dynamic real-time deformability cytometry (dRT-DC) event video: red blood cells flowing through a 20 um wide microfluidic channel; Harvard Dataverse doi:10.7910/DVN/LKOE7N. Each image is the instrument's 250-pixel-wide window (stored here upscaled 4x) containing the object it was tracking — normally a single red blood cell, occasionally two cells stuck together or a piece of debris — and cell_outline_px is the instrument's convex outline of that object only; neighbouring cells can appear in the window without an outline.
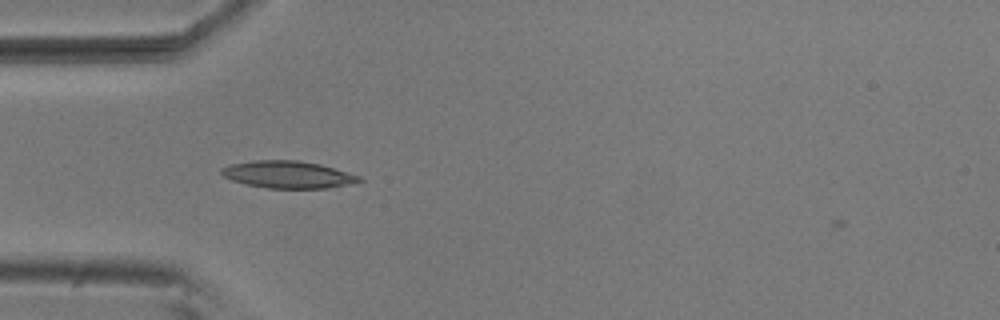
{"species": "common noctule bat (a hibernating species)", "species_latin": "Nyctalus noctula", "temperature_condition": "room temperature", "stored_images_in_passage": 5, "camera_frame_rate_fps": 3000, "um_per_image_px": 0.085, "animal": {"sex": "male", "body_mass_g": 20.5, "forearm_length_mm": 52.5}, "frame": {"image": 1, "passage_image": 1, "time_ms": 0.0, "image_size_px": [1000, 320], "cell_outline_px": [[364, 180], [328, 188], [264, 188], [232, 180], [224, 176], [220, 172], [220, 168], [228, 164], [256, 160], [300, 160], [320, 164], [360, 176]], "centroid_in_image_um": [24.44, 14.83], "position_along_channel_um": 60.6, "area_um2": 21.73}}
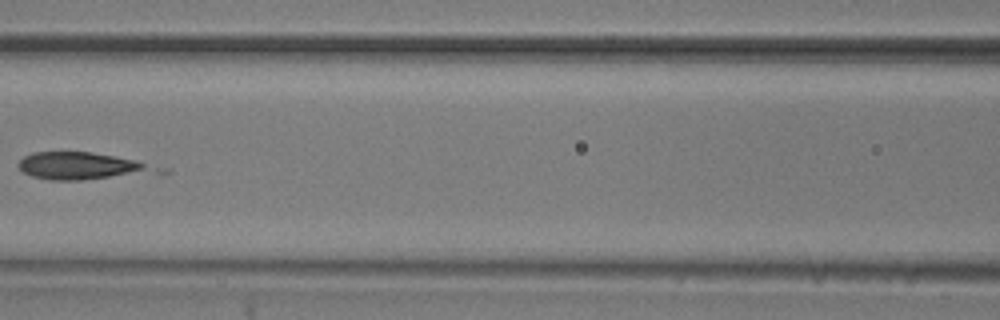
{"frame": {"image": 2, "passage_image": 3, "time_ms": 0.667, "image_size_px": [1000, 320], "cell_outline_px": [[172, 172], [84, 180], [48, 180], [32, 176], [24, 172], [16, 164], [24, 156], [32, 152], [92, 152], [136, 160], [172, 168]], "centroid_in_image_um": [7.16, 14.12], "position_along_channel_um": 159.4, "area_um2": 22.77}}
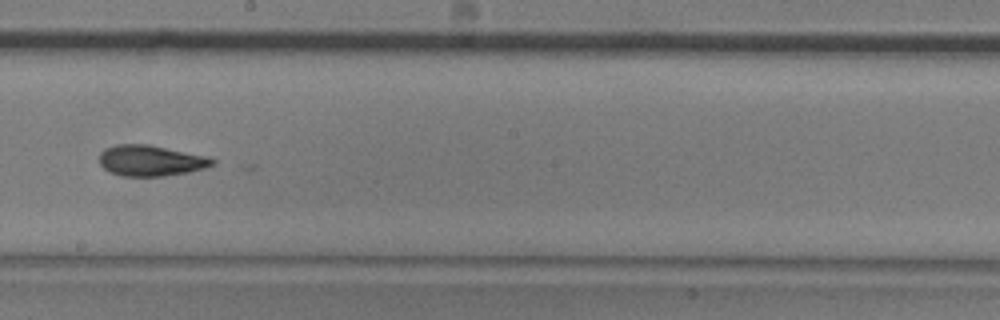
{"frame": {"image": 3, "passage_image": 5, "time_ms": 1.333, "image_size_px": [1000, 320], "cell_outline_px": [[216, 164], [204, 168], [188, 172], [164, 176], [120, 176], [108, 172], [100, 164], [100, 152], [104, 148], [116, 144], [148, 144], [208, 156], [216, 160]], "centroid_in_image_um": [12.81, 13.65], "position_along_channel_um": 235.4, "area_um2": 20.52}}